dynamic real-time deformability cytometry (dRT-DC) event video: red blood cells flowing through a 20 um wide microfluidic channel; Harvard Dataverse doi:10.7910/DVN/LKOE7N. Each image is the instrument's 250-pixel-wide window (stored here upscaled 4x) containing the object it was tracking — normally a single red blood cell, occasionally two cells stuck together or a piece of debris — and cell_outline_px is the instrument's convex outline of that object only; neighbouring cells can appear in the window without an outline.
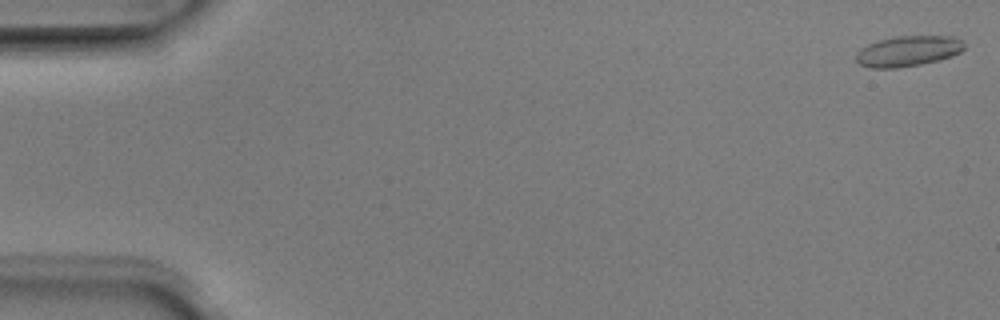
{"species": "Egyptian fruit bat (a non-hibernating species)", "species_latin": "Rousettus aegyptiacus", "temperature_condition": "room temperature", "stored_images_in_passage": 51, "camera_frame_rate_fps": 3000, "um_per_image_px": 0.085, "animal": {"sex": "male"}, "frame": {"image": 1, "passage_image": 1, "time_ms": 0.0, "image_size_px": [1000, 320], "cell_outline_px": [[964, 48], [960, 52], [952, 56], [940, 60], [920, 64], [896, 68], [872, 68], [860, 64], [856, 60], [856, 56], [868, 44], [880, 40], [896, 36], [952, 36], [964, 40]], "centroid_in_image_um": [77.25, 4.34], "position_along_channel_um": 7.8, "area_um2": 19.07}}
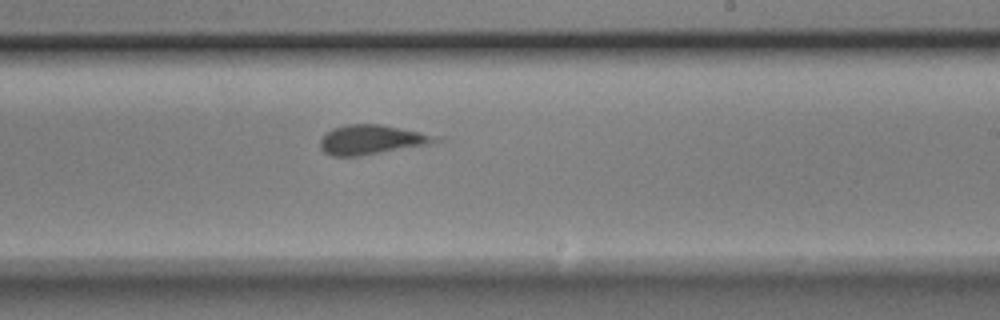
{"frame": {"image": 2, "passage_image": 31, "time_ms": 10.0, "image_size_px": [1000, 320], "cell_outline_px": [[440, 140], [424, 144], [360, 156], [332, 156], [324, 152], [320, 148], [320, 140], [332, 128], [348, 124], [380, 124], [440, 136]], "centroid_in_image_um": [31.52, 11.86], "position_along_channel_um": 257.5, "area_um2": 19.36}}
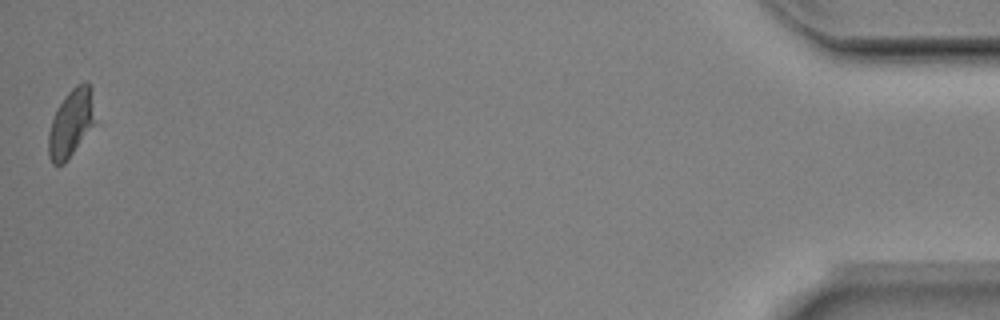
{"frame": {"image": 3, "passage_image": 51, "time_ms": 16.667, "image_size_px": [1000, 320], "cell_outline_px": [[92, 124], [64, 164], [52, 164], [48, 156], [48, 132], [56, 108], [68, 92], [76, 84], [84, 80], [88, 80], [92, 88]], "centroid_in_image_um": [5.97, 10.42], "position_along_channel_um": 429.2, "area_um2": 17.8}}